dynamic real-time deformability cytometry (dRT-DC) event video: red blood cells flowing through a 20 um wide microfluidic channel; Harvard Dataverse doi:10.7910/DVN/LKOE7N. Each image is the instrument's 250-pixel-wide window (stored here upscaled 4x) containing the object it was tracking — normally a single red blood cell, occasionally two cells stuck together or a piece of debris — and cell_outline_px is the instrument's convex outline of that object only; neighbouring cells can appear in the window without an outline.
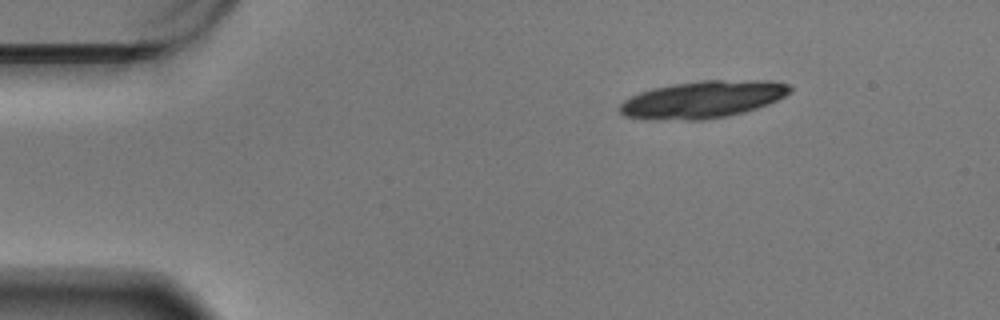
{"species": "Egyptian fruit bat (a non-hibernating species)", "species_latin": "Rousettus aegyptiacus", "temperature_condition": "warm", "stored_images_in_passage": 13, "camera_frame_rate_fps": 3000, "um_per_image_px": 0.085, "animal": {"sex": "male"}, "frame": {"image": 1, "passage_image": 1, "time_ms": 0.0, "image_size_px": [1000, 320], "cell_outline_px": [[792, 92], [768, 104], [744, 112], [728, 116], [704, 120], [648, 120], [624, 116], [620, 112], [620, 104], [624, 100], [640, 92], [652, 88], [672, 84], [700, 80], [772, 80], [788, 84], [792, 88]], "centroid_in_image_um": [59.74, 8.46], "position_along_channel_um": 25.3, "area_um2": 37.22}}